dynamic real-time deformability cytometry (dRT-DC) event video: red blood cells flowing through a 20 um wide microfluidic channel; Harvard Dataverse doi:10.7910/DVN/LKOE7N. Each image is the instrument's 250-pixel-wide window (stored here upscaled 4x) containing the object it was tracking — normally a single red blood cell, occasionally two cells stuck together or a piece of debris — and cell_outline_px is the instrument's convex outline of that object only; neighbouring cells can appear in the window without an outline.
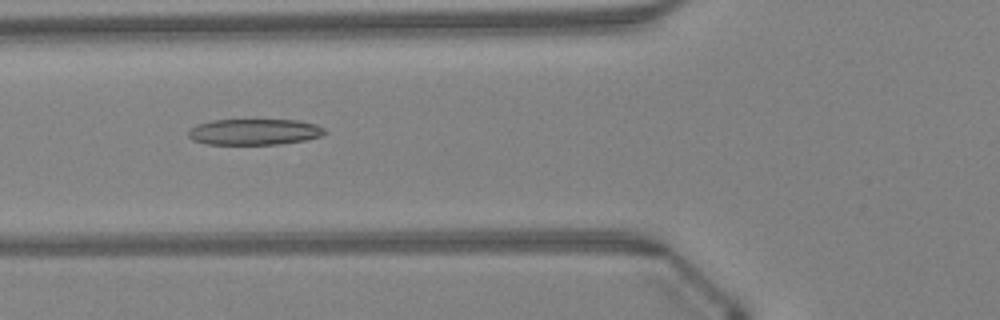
{"species": "Egyptian fruit bat (a non-hibernating species)", "species_latin": "Rousettus aegyptiacus", "temperature_condition": "warm", "stored_images_in_passage": 47, "camera_frame_rate_fps": 3000, "um_per_image_px": 0.085, "animal": {"sex": "female"}, "frame": {"image": 1, "passage_image": 18, "time_ms": 5.667, "image_size_px": [1000, 320], "cell_outline_px": [[324, 132], [320, 136], [308, 140], [284, 144], [204, 144], [192, 140], [188, 136], [188, 132], [196, 124], [212, 120], [300, 120], [316, 124], [324, 128]], "centroid_in_image_um": [21.62, 11.21], "position_along_channel_um": 104.2, "area_um2": 20.81}}
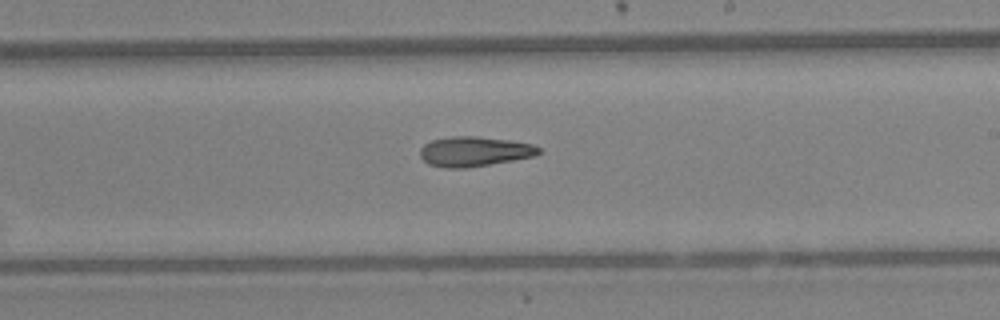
{"frame": {"image": 2, "passage_image": 28, "time_ms": 9.0, "image_size_px": [1000, 320], "cell_outline_px": [[540, 152], [536, 156], [468, 168], [444, 168], [428, 164], [420, 156], [420, 148], [424, 144], [432, 140], [452, 136], [476, 136], [508, 140], [532, 144], [540, 148]], "centroid_in_image_um": [40.3, 12.88], "position_along_channel_um": 248.7, "area_um2": 20.69}}
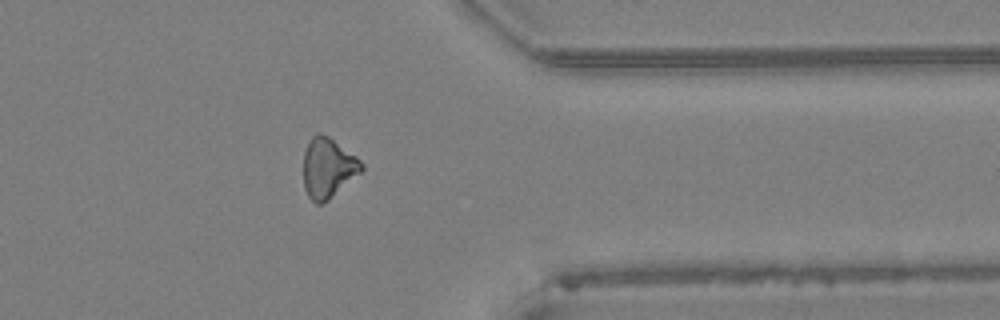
{"frame": {"image": 3, "passage_image": 38, "time_ms": 12.333, "image_size_px": [1000, 320], "cell_outline_px": [[364, 168], [360, 172], [328, 200], [320, 204], [316, 204], [308, 196], [304, 188], [304, 152], [312, 136], [316, 132], [320, 132], [328, 136], [356, 156], [364, 164]], "centroid_in_image_um": [27.86, 14.26], "position_along_channel_um": 383.5, "area_um2": 20.06}, "authors_computed_cell_mechanics": {"area_um2": 20.6924, "velocity_mm_per_s": 4.3628, "shape_relaxation_time_tau1_ms": null, "shape_relaxation_time_tau2_ms": 7.486, "deformation_change_tau1": null, "deformation_change_tau2": 0.1998}}